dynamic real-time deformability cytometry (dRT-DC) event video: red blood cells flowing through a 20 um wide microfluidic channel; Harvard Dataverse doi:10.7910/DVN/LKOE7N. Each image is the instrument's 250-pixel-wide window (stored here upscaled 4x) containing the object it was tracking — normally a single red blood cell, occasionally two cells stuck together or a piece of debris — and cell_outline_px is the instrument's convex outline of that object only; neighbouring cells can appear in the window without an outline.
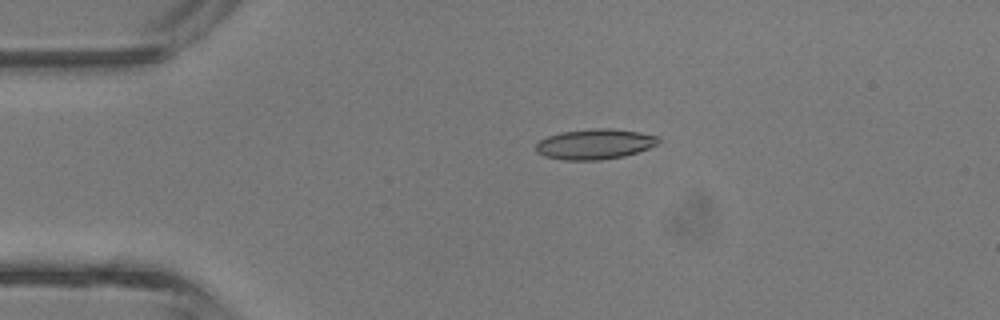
{"species": "common noctule bat (a hibernating species)", "species_latin": "Nyctalus noctula", "temperature_condition": "room temperature", "stored_images_in_passage": 31, "camera_frame_rate_fps": 3000, "um_per_image_px": 0.085, "animal": {"sex": "male", "body_mass_g": 13.3}, "frame": {"image": 1, "passage_image": 1, "time_ms": 0.0, "image_size_px": [1000, 320], "cell_outline_px": [[660, 140], [656, 144], [648, 148], [624, 156], [600, 160], [564, 160], [544, 156], [536, 152], [536, 144], [540, 140], [548, 136], [560, 132], [596, 128], [612, 128], [640, 132], [660, 136]], "centroid_in_image_um": [50.56, 12.24], "position_along_channel_um": 34.4, "area_um2": 21.68}}
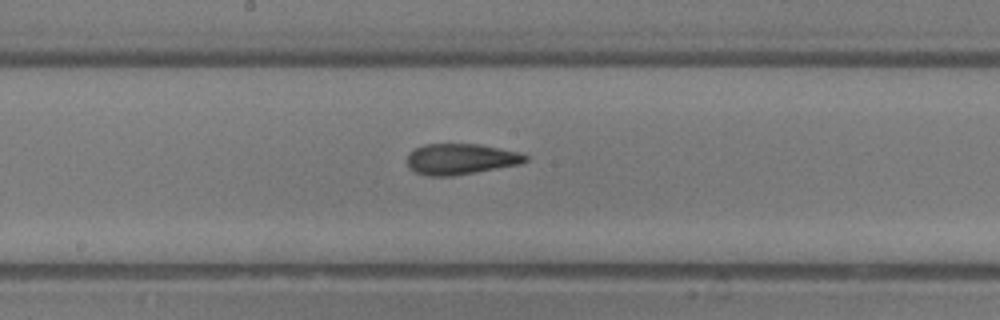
{"frame": {"image": 2, "passage_image": 14, "time_ms": 4.333, "image_size_px": [1000, 320], "cell_outline_px": [[528, 160], [520, 164], [476, 172], [452, 176], [428, 176], [416, 172], [408, 168], [408, 152], [424, 144], [480, 144], [520, 152], [528, 156]], "centroid_in_image_um": [39.16, 13.52], "position_along_channel_um": 209.0, "area_um2": 21.33}}
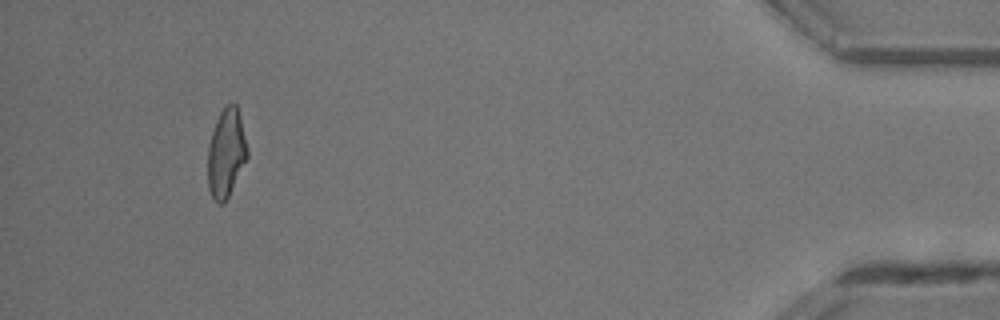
{"frame": {"image": 3, "passage_image": 31, "time_ms": 10.0, "image_size_px": [1000, 320], "cell_outline_px": [[248, 156], [224, 204], [220, 204], [212, 196], [208, 188], [208, 144], [216, 120], [224, 104], [236, 104], [248, 148]], "centroid_in_image_um": [19.21, 12.99], "position_along_channel_um": 416.0, "area_um2": 20.17}, "authors_computed_cell_mechanics": {"area_um2": 21.1548, "velocity_mm_per_s": 4.9498, "shape_relaxation_time_tau1_ms": 9.1786, "shape_relaxation_time_tau2_ms": 1.8754, "deformation_change_tau1": 0.2684, "deformation_change_tau2": 0.0924}}